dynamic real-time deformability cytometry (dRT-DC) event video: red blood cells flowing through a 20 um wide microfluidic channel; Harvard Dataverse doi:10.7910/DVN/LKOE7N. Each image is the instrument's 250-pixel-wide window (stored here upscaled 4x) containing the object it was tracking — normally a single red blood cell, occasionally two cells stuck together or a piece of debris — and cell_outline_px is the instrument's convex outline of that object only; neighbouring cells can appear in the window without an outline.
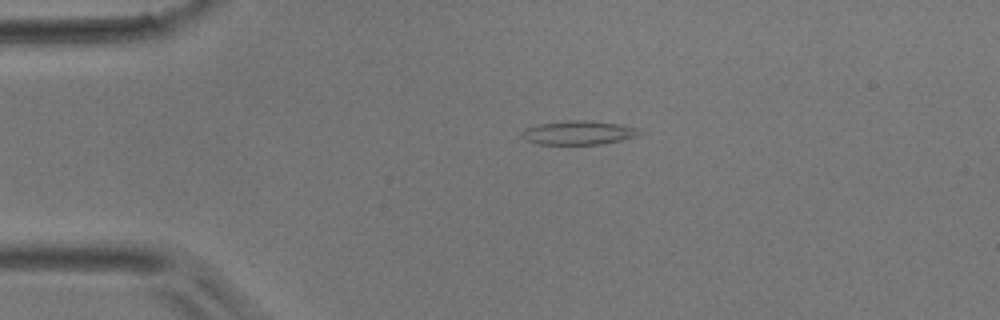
{"species": "common noctule bat (a hibernating species)", "species_latin": "Nyctalus noctula", "temperature_condition": "room temperature", "stored_images_in_passage": 40, "camera_frame_rate_fps": 3000, "um_per_image_px": 0.085, "animal": {"sex": "male", "body_mass_g": 17.9}, "frame": {"image": 1, "passage_image": 3, "time_ms": 0.667, "image_size_px": [1000, 320], "cell_outline_px": [[644, 132], [620, 140], [600, 144], [540, 144], [524, 140], [520, 132], [524, 128], [540, 124], [568, 120], [588, 120], [620, 124], [636, 128]], "centroid_in_image_um": [49.11, 11.27], "position_along_channel_um": 35.9, "area_um2": 16.24}}
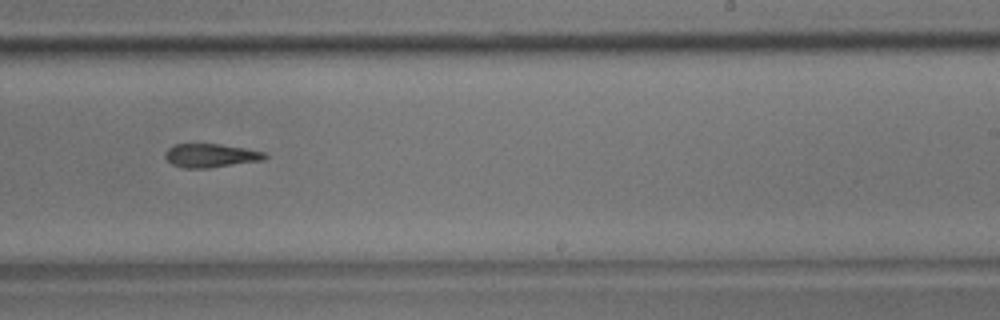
{"frame": {"image": 2, "passage_image": 22, "time_ms": 7.0, "image_size_px": [1000, 320], "cell_outline_px": [[268, 156], [264, 160], [208, 168], [184, 168], [172, 164], [164, 156], [164, 152], [168, 148], [176, 144], [220, 144], [244, 148], [264, 152]], "centroid_in_image_um": [17.9, 13.22], "position_along_channel_um": 271.1, "area_um2": 13.7}}
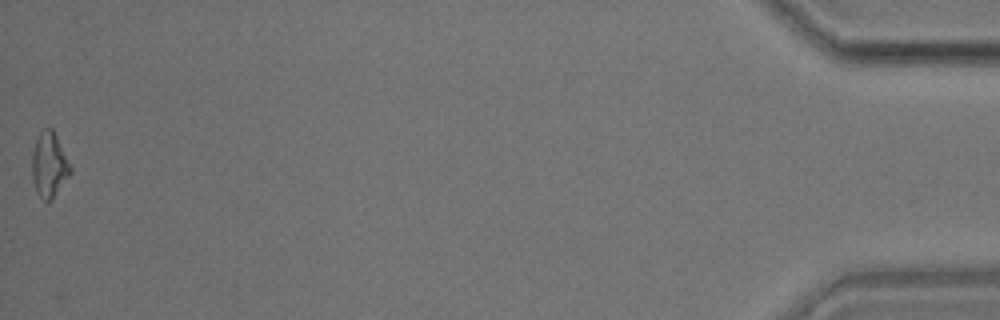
{"frame": {"image": 3, "passage_image": 40, "time_ms": 13.0, "image_size_px": [1000, 320], "cell_outline_px": [[72, 172], [52, 200], [44, 200], [36, 192], [32, 180], [32, 152], [36, 140], [40, 132], [44, 128], [52, 128], [72, 168]], "centroid_in_image_um": [4.18, 14.03], "position_along_channel_um": 431.0, "area_um2": 14.45}}